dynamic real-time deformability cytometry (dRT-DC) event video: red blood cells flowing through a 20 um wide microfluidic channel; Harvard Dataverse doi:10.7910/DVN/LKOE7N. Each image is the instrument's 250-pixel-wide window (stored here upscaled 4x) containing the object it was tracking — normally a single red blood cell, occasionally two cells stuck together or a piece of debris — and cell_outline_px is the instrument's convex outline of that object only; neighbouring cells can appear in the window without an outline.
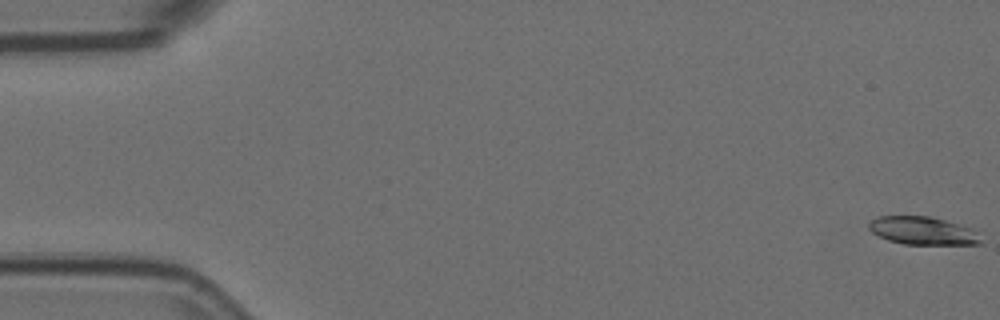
{"species": "Egyptian fruit bat (a non-hibernating species)", "species_latin": "Rousettus aegyptiacus", "temperature_condition": "room temperature", "stored_images_in_passage": 4, "camera_frame_rate_fps": 3000, "um_per_image_px": 0.085, "animal": {"sex": "female"}, "frame": {"image": 1, "passage_image": 1, "time_ms": 0.0, "image_size_px": [1000, 320], "cell_outline_px": [[984, 244], [904, 244], [888, 240], [872, 232], [868, 228], [868, 224], [876, 216], [932, 216], [972, 228], [976, 232]], "centroid_in_image_um": [78.44, 19.6], "position_along_channel_um": 6.6, "area_um2": 18.26}}
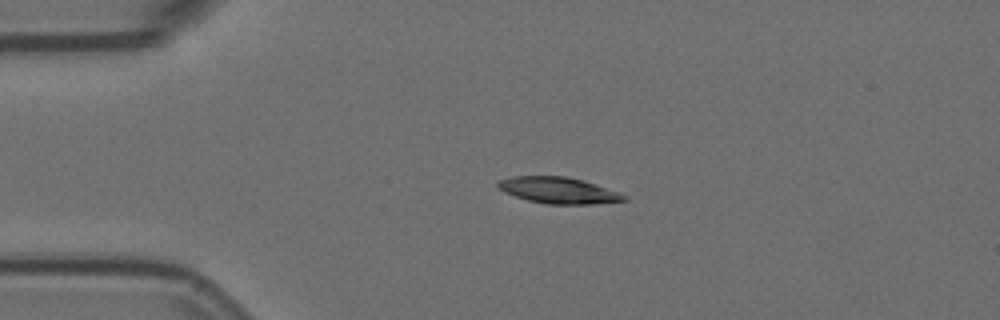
{"frame": {"image": 2, "passage_image": 3, "time_ms": 0.667, "image_size_px": [1000, 320], "cell_outline_px": [[628, 200], [592, 204], [544, 204], [528, 200], [504, 192], [496, 184], [500, 180], [512, 176], [568, 176], [584, 180], [620, 192], [628, 196]], "centroid_in_image_um": [47.52, 16.17], "position_along_channel_um": 37.5, "area_um2": 19.42}}